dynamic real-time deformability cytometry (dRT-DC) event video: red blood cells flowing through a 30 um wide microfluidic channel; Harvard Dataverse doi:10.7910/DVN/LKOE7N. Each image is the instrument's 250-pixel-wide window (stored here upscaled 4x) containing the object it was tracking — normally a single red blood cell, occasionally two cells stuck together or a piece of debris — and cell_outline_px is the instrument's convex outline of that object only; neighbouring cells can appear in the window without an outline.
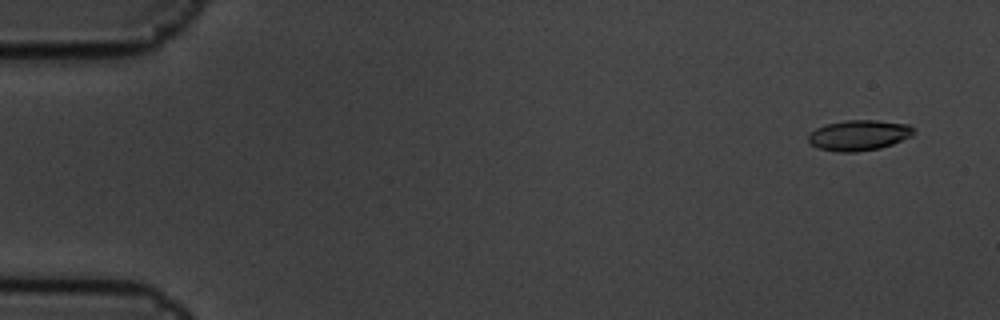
{"species": "common noctule bat (a hibernating species)", "species_latin": "Nyctalus noctula", "temperature_condition": "cold", "stored_images_in_passage": 6, "camera_frame_rate_fps": 3000, "um_per_image_px": 0.085, "animal": {"sex": "male", "body_mass_g": 19.5, "forearm_length_mm": 54.6}, "frame": {"image": 1, "passage_image": 2, "time_ms": 0.333, "image_size_px": [1000, 320], "cell_outline_px": [[916, 132], [912, 136], [892, 144], [880, 148], [856, 152], [840, 152], [820, 148], [812, 144], [808, 140], [808, 132], [824, 124], [844, 120], [876, 120], [908, 124]], "centroid_in_image_um": [73.0, 11.48], "position_along_channel_um": 12.0, "area_um2": 18.79}}
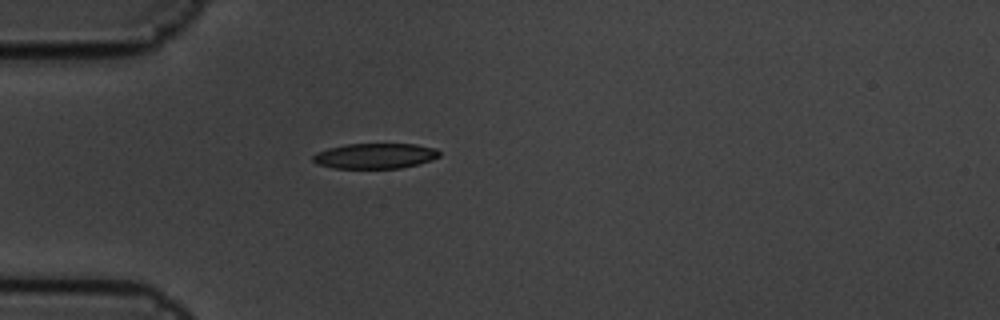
{"frame": {"image": 2, "passage_image": 6, "time_ms": 1.667, "image_size_px": [1000, 320], "cell_outline_px": [[440, 156], [432, 160], [400, 168], [332, 168], [316, 164], [312, 160], [312, 156], [316, 152], [328, 148], [344, 144], [416, 144], [436, 148], [440, 152]], "centroid_in_image_um": [31.85, 13.25], "position_along_channel_um": 53.1, "area_um2": 18.79}}